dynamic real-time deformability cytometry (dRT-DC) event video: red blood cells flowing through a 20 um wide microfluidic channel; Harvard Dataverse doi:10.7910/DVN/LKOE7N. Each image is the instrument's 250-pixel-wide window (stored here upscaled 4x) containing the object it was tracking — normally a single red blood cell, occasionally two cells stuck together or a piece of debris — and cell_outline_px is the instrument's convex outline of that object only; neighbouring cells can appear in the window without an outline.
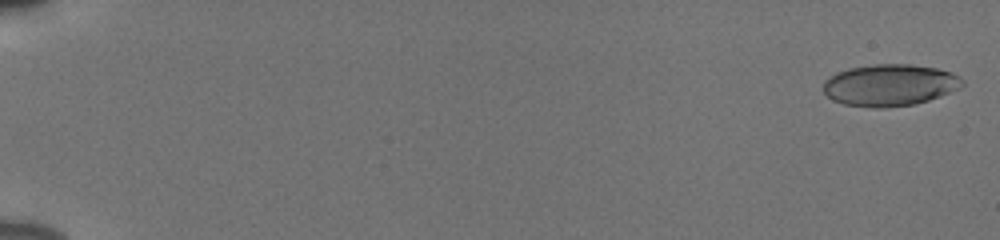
{"species": "human", "species_latin": "Homo sapiens", "temperature_condition": "cold", "stored_images_in_passage": 56, "camera_frame_rate_fps": 3000, "um_per_image_px": 0.085, "donor": {"sex": "male"}, "frame": {"image": 1, "passage_image": 2, "time_ms": 0.333, "image_size_px": [1000, 240], "cell_outline_px": [[964, 84], [940, 96], [916, 104], [884, 108], [872, 108], [844, 104], [832, 100], [824, 92], [824, 80], [836, 72], [848, 68], [876, 64], [908, 64], [936, 68], [952, 72], [960, 76], [964, 80]], "centroid_in_image_um": [75.61, 7.23], "position_along_channel_um": 9.4, "area_um2": 33.87}}
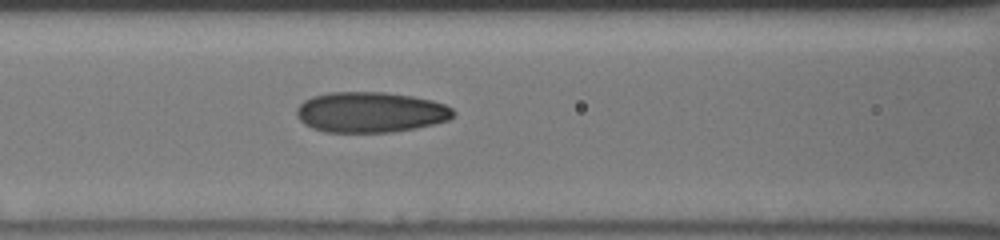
{"frame": {"image": 2, "passage_image": 27, "time_ms": 8.667, "image_size_px": [1000, 240], "cell_outline_px": [[456, 112], [448, 120], [416, 128], [392, 132], [324, 132], [312, 128], [304, 124], [296, 116], [296, 108], [304, 100], [312, 96], [328, 92], [384, 92], [412, 96], [432, 100], [444, 104], [452, 108]], "centroid_in_image_um": [31.46, 9.53], "position_along_channel_um": 135.1, "area_um2": 37.17}}
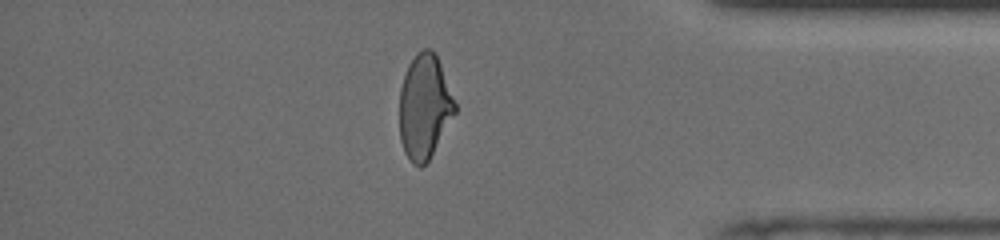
{"frame": {"image": 3, "passage_image": 49, "time_ms": 16.0, "image_size_px": [1000, 240], "cell_outline_px": [[456, 112], [428, 160], [420, 168], [412, 164], [404, 152], [400, 140], [400, 88], [408, 64], [416, 52], [424, 48], [432, 48], [436, 52], [456, 104]], "centroid_in_image_um": [36.07, 9.04], "position_along_channel_um": 399.1, "area_um2": 33.81}, "authors_computed_cell_mechanics": {"area_um2": 34.7667, "velocity_mm_per_s": 3.8686, "shape_relaxation_time_tau1_ms": 6.2742, "shape_relaxation_time_tau2_ms": 1.4047, "deformation_change_tau1": 0.1857, "deformation_change_tau2": 0.0826}}